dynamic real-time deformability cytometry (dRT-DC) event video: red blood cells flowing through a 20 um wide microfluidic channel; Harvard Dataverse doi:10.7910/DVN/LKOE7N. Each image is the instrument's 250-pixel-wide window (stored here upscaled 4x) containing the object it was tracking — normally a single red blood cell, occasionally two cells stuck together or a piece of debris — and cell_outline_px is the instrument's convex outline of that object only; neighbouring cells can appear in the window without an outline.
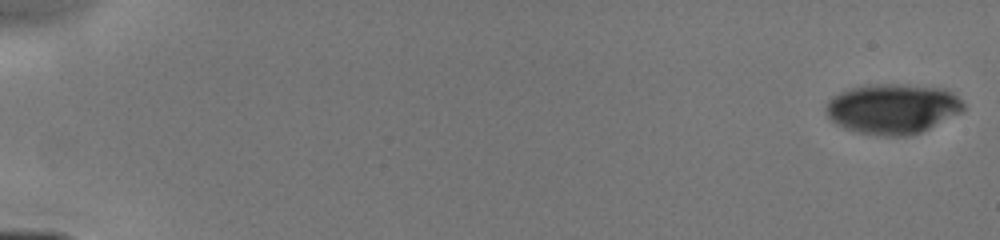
{"species": "human", "species_latin": "Homo sapiens", "temperature_condition": "cold", "stored_images_in_passage": 41, "camera_frame_rate_fps": 3000, "um_per_image_px": 0.085, "donor": {"sex": "male"}, "frame": {"image": 1, "passage_image": 1, "time_ms": 0.0, "image_size_px": [1000, 240], "cell_outline_px": [[964, 108], [960, 112], [920, 132], [908, 136], [880, 136], [856, 132], [844, 128], [836, 124], [828, 116], [824, 108], [824, 104], [832, 96], [840, 92], [864, 84], [904, 84], [944, 88], [952, 92], [964, 104]], "centroid_in_image_um": [75.82, 9.23], "position_along_channel_um": 9.2, "area_um2": 40.23}}
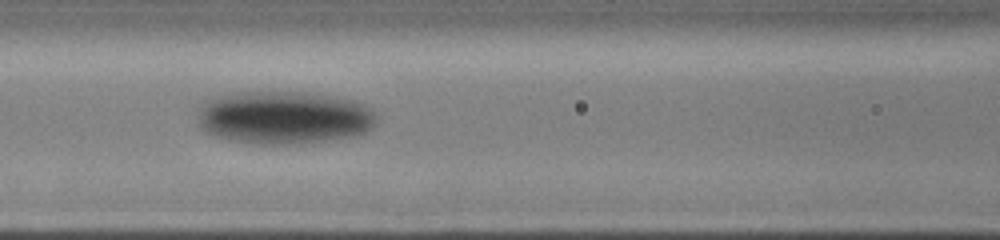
{"frame": {"image": 2, "passage_image": 17, "time_ms": 7.333, "image_size_px": [1000, 240], "cell_outline_px": [[376, 120], [372, 128], [360, 136], [324, 140], [284, 144], [260, 144], [228, 140], [204, 132], [200, 128], [196, 120], [196, 108], [204, 100], [216, 96], [244, 92], [304, 92], [332, 96], [352, 100], [364, 104], [372, 108], [376, 112]], "centroid_in_image_um": [24.09, 9.98], "position_along_channel_um": 142.5, "area_um2": 55.95}}
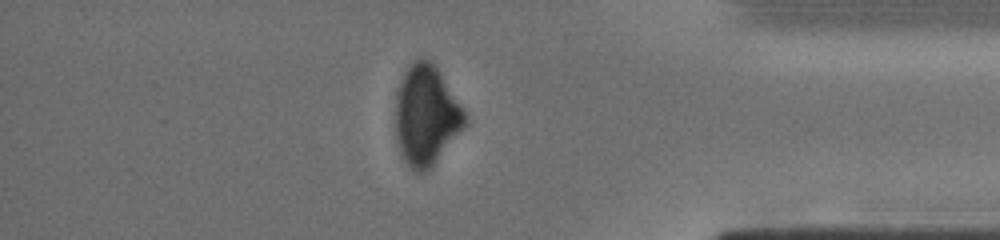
{"frame": {"image": 3, "passage_image": 37, "time_ms": 13.667, "image_size_px": [1000, 240], "cell_outline_px": [[468, 124], [432, 168], [428, 172], [416, 172], [408, 168], [400, 152], [396, 140], [396, 92], [404, 72], [416, 60], [428, 60], [436, 68], [464, 112], [468, 120]], "centroid_in_image_um": [36.21, 9.92], "position_along_channel_um": 399.0, "area_um2": 40.17}}